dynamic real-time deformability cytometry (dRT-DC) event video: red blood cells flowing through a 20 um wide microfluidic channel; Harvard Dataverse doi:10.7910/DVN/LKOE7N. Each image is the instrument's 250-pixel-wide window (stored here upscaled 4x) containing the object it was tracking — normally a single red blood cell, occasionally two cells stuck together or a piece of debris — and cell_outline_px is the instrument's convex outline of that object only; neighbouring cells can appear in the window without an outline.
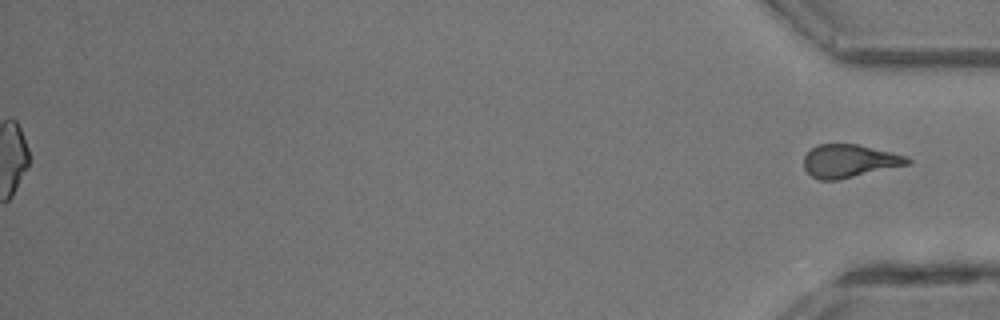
{"species": "common noctule bat (a hibernating species)", "species_latin": "Nyctalus noctula", "temperature_condition": "room temperature", "stored_images_in_passage": 35, "segment_of_instrument_passage": [2, 2], "camera_frame_rate_fps": 3000, "um_per_image_px": 0.085, "animal": {"sex": "male", "body_mass_g": 13.3}, "frame": {"image": 1, "passage_image": 35, "time_ms": 11.333, "image_size_px": [1000, 320], "cell_outline_px": [[912, 160], [908, 164], [836, 180], [816, 180], [804, 168], [804, 156], [812, 148], [820, 144], [856, 144], [892, 152], [908, 156]], "centroid_in_image_um": [72.18, 13.68], "position_along_channel_um": 363.0, "area_um2": 19.71}}